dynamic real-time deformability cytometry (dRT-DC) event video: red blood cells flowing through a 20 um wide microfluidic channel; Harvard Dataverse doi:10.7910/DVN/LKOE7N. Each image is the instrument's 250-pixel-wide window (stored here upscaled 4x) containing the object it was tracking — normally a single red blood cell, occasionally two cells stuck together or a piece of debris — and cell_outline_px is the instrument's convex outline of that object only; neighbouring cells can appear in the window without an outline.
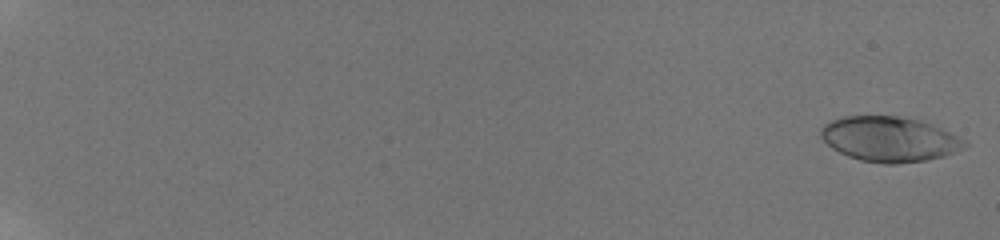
{"species": "human", "species_latin": "Homo sapiens", "temperature_condition": "room temperature", "stored_images_in_passage": 81, "camera_frame_rate_fps": 3000, "um_per_image_px": 0.085, "donor": {"sex": "male"}, "frame": {"image": 1, "passage_image": 1, "time_ms": 0.0, "image_size_px": [1000, 240], "cell_outline_px": [[968, 144], [944, 156], [924, 160], [896, 164], [884, 164], [860, 160], [848, 156], [832, 148], [820, 136], [820, 128], [824, 124], [832, 120], [844, 116], [900, 116], [920, 120], [940, 128], [968, 140]], "centroid_in_image_um": [75.58, 11.82], "position_along_channel_um": 9.4, "area_um2": 37.57}}
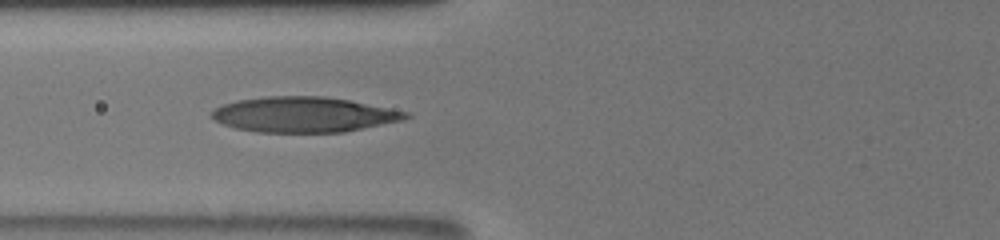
{"frame": {"image": 2, "passage_image": 38, "time_ms": 8.667, "image_size_px": [1000, 240], "cell_outline_px": [[412, 116], [404, 120], [344, 132], [256, 132], [236, 128], [224, 124], [216, 120], [212, 116], [212, 112], [216, 108], [224, 104], [236, 100], [264, 96], [324, 96], [348, 100], [408, 112]], "centroid_in_image_um": [25.84, 9.73], "position_along_channel_um": 100.0, "area_um2": 39.71}}
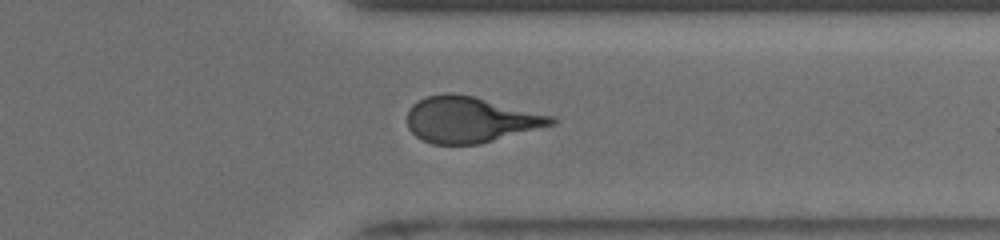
{"frame": {"image": 3, "passage_image": 68, "time_ms": 15.667, "image_size_px": [1000, 240], "cell_outline_px": [[556, 124], [480, 144], [432, 144], [416, 136], [408, 128], [408, 112], [412, 104], [428, 96], [444, 92], [452, 92], [472, 96], [556, 116]], "centroid_in_image_um": [40.0, 10.17], "position_along_channel_um": 371.4, "area_um2": 38.55}, "authors_computed_cell_mechanics": {"area_um2": 37.6856, "velocity_mm_per_s": 3.8752, "shape_relaxation_time_tau1_ms": 8.5129, "shape_relaxation_time_tau2_ms": 1.2937, "deformation_change_tau1": 0.2512, "deformation_change_tau2": 0.0858}}